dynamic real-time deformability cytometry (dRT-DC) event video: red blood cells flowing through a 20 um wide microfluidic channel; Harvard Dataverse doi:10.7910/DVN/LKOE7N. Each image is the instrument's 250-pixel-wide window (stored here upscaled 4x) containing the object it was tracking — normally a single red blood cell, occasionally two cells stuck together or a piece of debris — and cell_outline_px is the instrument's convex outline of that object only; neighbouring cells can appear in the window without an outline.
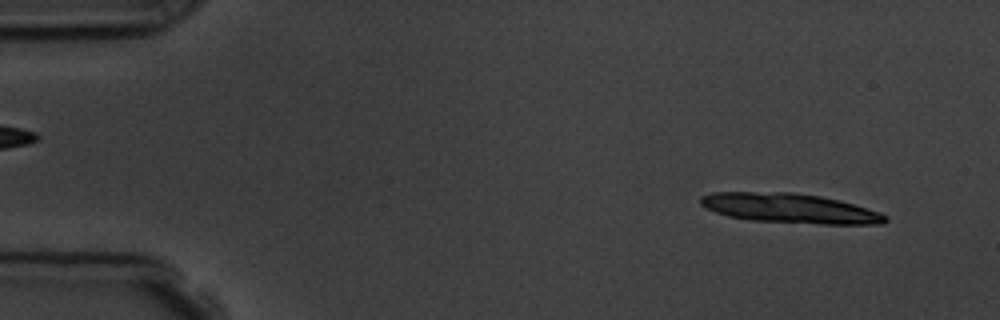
{"species": "common noctule bat (a hibernating species)", "species_latin": "Nyctalus noctula", "temperature_condition": "room temperature", "stored_images_in_passage": 4, "camera_frame_rate_fps": 3000, "um_per_image_px": 0.085, "animal": {"sex": "male", "body_mass_g": 19.5, "forearm_length_mm": 54.6}, "frame": {"image": 1, "passage_image": 1, "time_ms": 0.0, "image_size_px": [1000, 320], "cell_outline_px": [[888, 220], [884, 224], [820, 224], [752, 220], [728, 216], [716, 212], [700, 204], [700, 196], [712, 192], [792, 192], [820, 196], [840, 200], [880, 212], [888, 216]], "centroid_in_image_um": [67.16, 17.7], "position_along_channel_um": 17.8, "area_um2": 31.91}}